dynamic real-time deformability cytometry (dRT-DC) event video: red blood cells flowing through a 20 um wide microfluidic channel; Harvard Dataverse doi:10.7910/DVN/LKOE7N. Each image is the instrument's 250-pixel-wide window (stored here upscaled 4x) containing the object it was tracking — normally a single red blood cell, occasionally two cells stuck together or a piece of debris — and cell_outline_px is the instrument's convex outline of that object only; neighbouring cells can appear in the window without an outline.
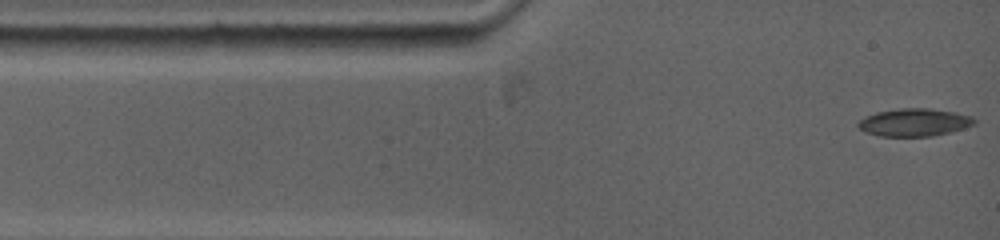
{"species": "common noctule bat (a hibernating species)", "species_latin": "Nyctalus noctula", "temperature_condition": "warm", "stored_images_in_passage": 58, "camera_frame_rate_fps": 5000, "um_per_image_px": 0.085, "animal": {"sex": "female", "body_mass_g": 19.0, "forearm_length_mm": 53.3}, "frame": {"image": 1, "passage_image": 1, "time_ms": 0.0, "image_size_px": [1000, 240], "cell_outline_px": [[976, 124], [964, 128], [932, 136], [880, 136], [864, 132], [856, 124], [860, 120], [876, 112], [900, 108], [928, 108], [956, 112], [972, 116], [976, 120]], "centroid_in_image_um": [77.73, 10.4], "position_along_channel_um": 7.3, "area_um2": 18.73}}
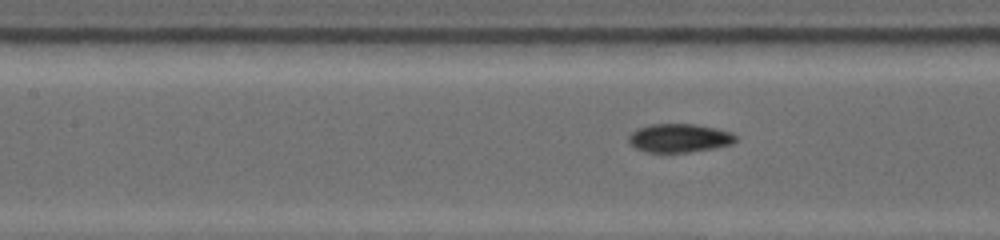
{"frame": {"image": 2, "passage_image": 25, "time_ms": 4.8, "image_size_px": [1000, 240], "cell_outline_px": [[736, 140], [732, 144], [716, 148], [688, 152], [644, 152], [628, 144], [628, 136], [632, 132], [648, 124], [696, 124], [716, 128], [732, 132], [736, 136]], "centroid_in_image_um": [57.74, 11.74], "position_along_channel_um": 149.7, "area_um2": 17.98}}
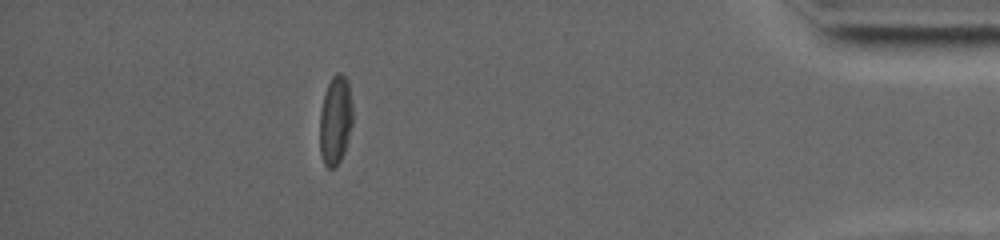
{"frame": {"image": 3, "passage_image": 50, "time_ms": 13.0, "image_size_px": [1000, 240], "cell_outline_px": [[352, 124], [344, 152], [336, 168], [328, 168], [324, 164], [320, 152], [320, 112], [324, 96], [328, 84], [332, 76], [336, 72], [340, 72], [348, 80], [352, 104]], "centroid_in_image_um": [28.51, 10.22], "position_along_channel_um": 406.7, "area_um2": 17.11}, "authors_computed_cell_mechanics": {"area_um2": 18.2359, "velocity_mm_per_s": 3.8687, "shape_relaxation_time_tau1_ms": null, "shape_relaxation_time_tau2_ms": 2.8813, "deformation_change_tau1": null, "deformation_change_tau2": 0.0756}}